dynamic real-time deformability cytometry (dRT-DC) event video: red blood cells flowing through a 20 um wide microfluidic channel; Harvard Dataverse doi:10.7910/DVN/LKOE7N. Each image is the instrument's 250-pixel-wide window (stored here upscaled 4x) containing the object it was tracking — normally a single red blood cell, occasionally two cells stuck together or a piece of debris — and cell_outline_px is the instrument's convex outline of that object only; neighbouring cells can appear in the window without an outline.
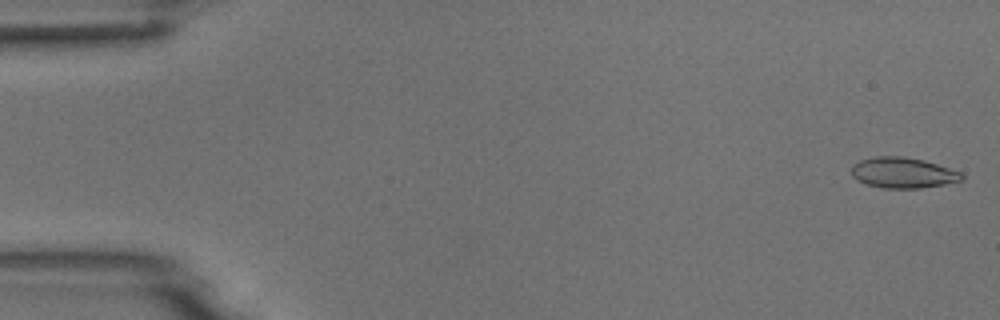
{"species": "common noctule bat (a hibernating species)", "species_latin": "Nyctalus noctula", "temperature_condition": "room temperature", "stored_images_in_passage": 5, "camera_frame_rate_fps": 3000, "um_per_image_px": 0.085, "animal": {"sex": "male", "body_mass_g": 18.8}, "frame": {"image": 1, "passage_image": 1, "time_ms": 0.0, "image_size_px": [1000, 320], "cell_outline_px": [[964, 180], [944, 184], [920, 188], [884, 188], [868, 184], [856, 180], [852, 176], [852, 164], [860, 160], [876, 156], [904, 156], [924, 160], [964, 172]], "centroid_in_image_um": [76.78, 14.67], "position_along_channel_um": 8.2, "area_um2": 19.88}}
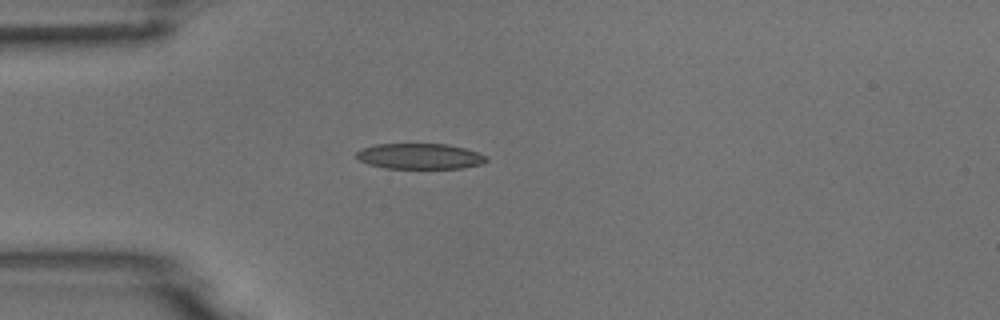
{"frame": {"image": 2, "passage_image": 5, "time_ms": 1.333, "image_size_px": [1000, 320], "cell_outline_px": [[488, 160], [480, 164], [464, 168], [384, 168], [368, 164], [360, 160], [356, 156], [356, 152], [364, 148], [376, 144], [448, 144], [464, 148], [488, 156]], "centroid_in_image_um": [35.7, 13.28], "position_along_channel_um": 49.3, "area_um2": 19.31}}